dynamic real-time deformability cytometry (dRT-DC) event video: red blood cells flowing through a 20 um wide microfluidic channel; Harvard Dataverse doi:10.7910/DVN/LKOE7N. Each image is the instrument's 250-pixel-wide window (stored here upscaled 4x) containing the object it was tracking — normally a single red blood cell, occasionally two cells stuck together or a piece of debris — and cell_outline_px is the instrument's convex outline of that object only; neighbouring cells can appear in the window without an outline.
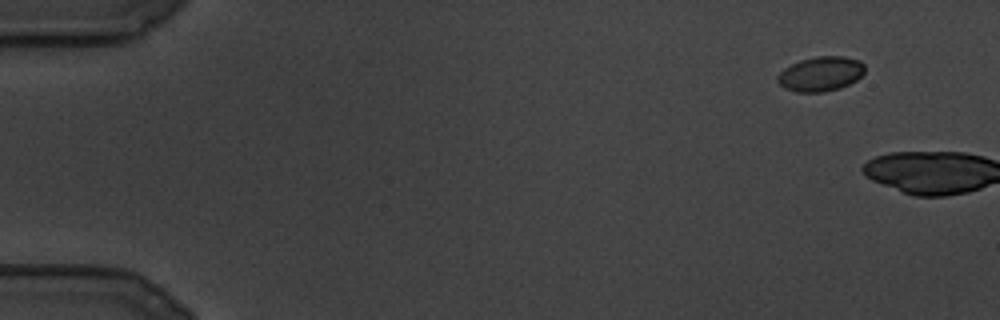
{"species": "common noctule bat (a hibernating species)", "species_latin": "Nyctalus noctula", "temperature_condition": "cold", "stored_images_in_passage": 4, "camera_frame_rate_fps": 3000, "um_per_image_px": 0.085, "animal": {"sex": "male", "body_mass_g": 19.5, "forearm_length_mm": 54.6}, "frame": {"image": 1, "passage_image": 1, "time_ms": 0.0, "image_size_px": [1000, 320], "cell_outline_px": [[864, 72], [856, 80], [840, 88], [824, 92], [796, 92], [784, 88], [776, 80], [776, 76], [784, 68], [800, 60], [816, 56], [844, 56], [860, 60], [864, 64]], "centroid_in_image_um": [69.74, 6.28], "position_along_channel_um": 15.3, "area_um2": 17.69}}